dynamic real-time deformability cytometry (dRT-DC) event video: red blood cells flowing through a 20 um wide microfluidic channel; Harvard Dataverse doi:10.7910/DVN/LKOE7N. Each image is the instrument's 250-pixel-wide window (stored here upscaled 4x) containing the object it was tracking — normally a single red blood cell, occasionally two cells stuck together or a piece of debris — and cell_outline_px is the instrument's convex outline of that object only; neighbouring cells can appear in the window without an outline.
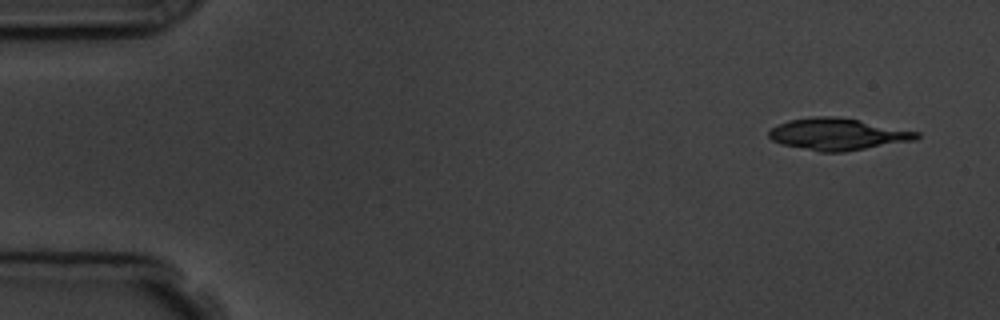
{"species": "common noctule bat (a hibernating species)", "species_latin": "Nyctalus noctula", "temperature_condition": "room temperature", "stored_images_in_passage": 4, "camera_frame_rate_fps": 3000, "um_per_image_px": 0.085, "animal": {"sex": "male", "body_mass_g": 19.5, "forearm_length_mm": 54.6}, "frame": {"image": 1, "passage_image": 1, "time_ms": 0.0, "image_size_px": [1000, 320], "cell_outline_px": [[920, 136], [916, 140], [844, 152], [820, 152], [784, 144], [772, 140], [768, 136], [768, 132], [772, 128], [788, 120], [812, 116], [832, 116], [860, 120], [920, 132]], "centroid_in_image_um": [71.23, 11.4], "position_along_channel_um": 13.8, "area_um2": 27.28}}
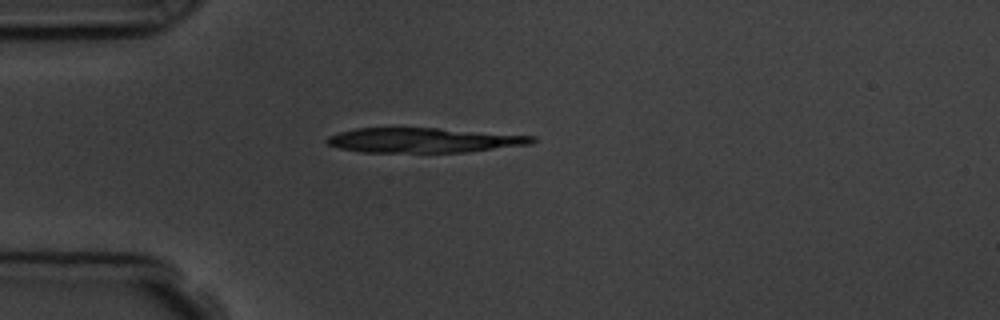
{"frame": {"image": 2, "passage_image": 4, "time_ms": 3.667, "image_size_px": [1000, 320], "cell_outline_px": [[536, 140], [528, 144], [464, 152], [360, 152], [340, 148], [328, 144], [324, 140], [328, 136], [340, 132], [356, 128], [440, 128], [536, 136]], "centroid_in_image_um": [35.97, 11.91], "position_along_channel_um": 49.0, "area_um2": 29.42}}